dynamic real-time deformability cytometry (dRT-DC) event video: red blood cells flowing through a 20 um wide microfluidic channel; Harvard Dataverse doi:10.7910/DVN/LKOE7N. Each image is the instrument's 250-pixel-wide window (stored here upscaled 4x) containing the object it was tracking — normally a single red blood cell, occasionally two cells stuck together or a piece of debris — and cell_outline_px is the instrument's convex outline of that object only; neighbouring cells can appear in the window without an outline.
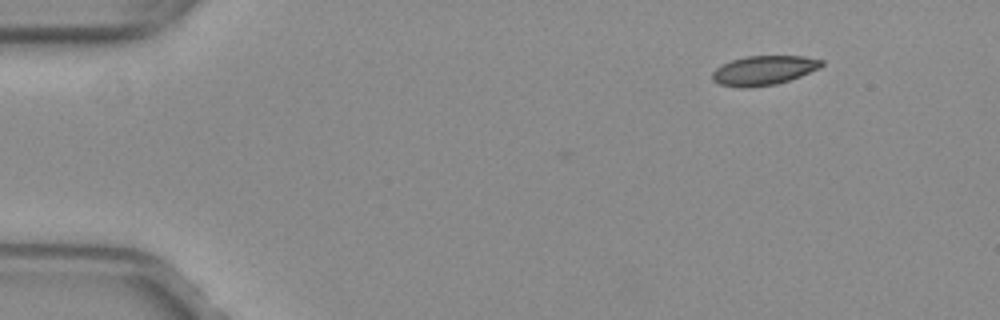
{"species": "common noctule bat (a hibernating species)", "species_latin": "Nyctalus noctula", "temperature_condition": "warm", "stored_images_in_passage": 37, "camera_frame_rate_fps": 3000, "um_per_image_px": 0.085, "animal": {"sex": "female", "body_mass_g": 29.2, "forearm_length_mm": 56.3}, "frame": {"image": 1, "passage_image": 1, "time_ms": 0.0, "image_size_px": [1000, 320], "cell_outline_px": [[824, 64], [820, 68], [800, 76], [776, 84], [744, 88], [720, 84], [712, 80], [712, 72], [716, 68], [732, 60], [748, 56], [804, 56], [824, 60]], "centroid_in_image_um": [64.94, 5.97], "position_along_channel_um": 20.1, "area_um2": 18.55}}
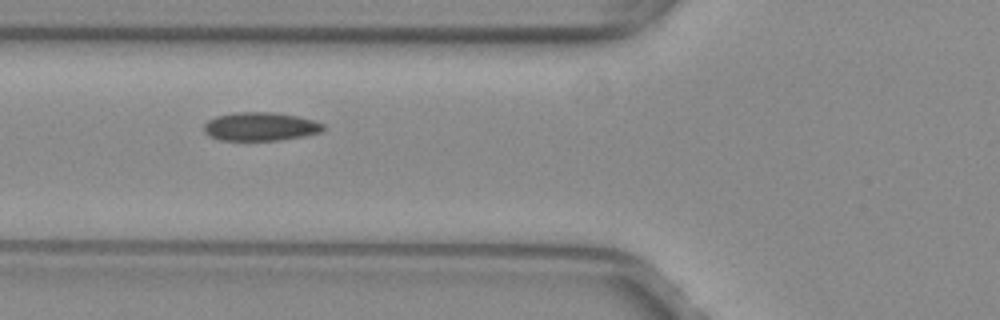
{"frame": {"image": 2, "passage_image": 15, "time_ms": 4.667, "image_size_px": [1000, 320], "cell_outline_px": [[324, 128], [320, 132], [304, 136], [280, 140], [220, 140], [208, 136], [204, 132], [204, 124], [208, 120], [216, 116], [236, 112], [272, 112], [296, 116], [312, 120], [324, 124]], "centroid_in_image_um": [22.1, 10.76], "position_along_channel_um": 103.7, "area_um2": 19.77}}
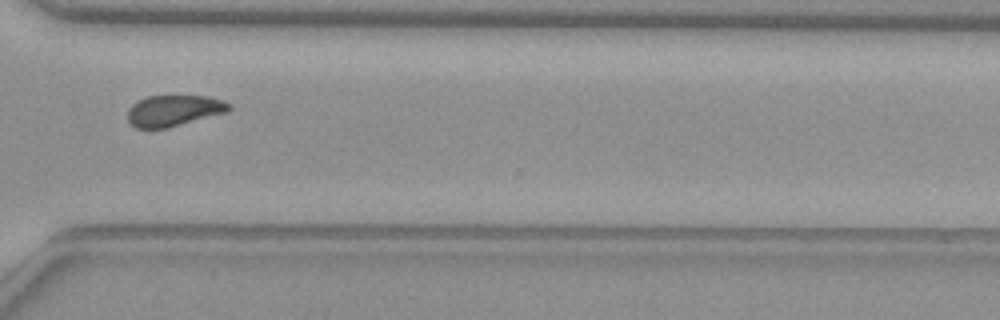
{"frame": {"image": 3, "passage_image": 34, "time_ms": 11.0, "image_size_px": [1000, 320], "cell_outline_px": [[232, 108], [228, 112], [168, 128], [136, 128], [128, 120], [128, 108], [132, 104], [148, 96], [208, 96], [232, 104]], "centroid_in_image_um": [14.8, 9.4], "position_along_channel_um": 355.8, "area_um2": 18.38}, "authors_computed_cell_mechanics": {"area_um2": 19.363, "velocity_mm_per_s": 3.9803, "shape_relaxation_time_tau1_ms": null, "shape_relaxation_time_tau2_ms": 1.8562, "deformation_change_tau1": null, "deformation_change_tau2": 0.055}}